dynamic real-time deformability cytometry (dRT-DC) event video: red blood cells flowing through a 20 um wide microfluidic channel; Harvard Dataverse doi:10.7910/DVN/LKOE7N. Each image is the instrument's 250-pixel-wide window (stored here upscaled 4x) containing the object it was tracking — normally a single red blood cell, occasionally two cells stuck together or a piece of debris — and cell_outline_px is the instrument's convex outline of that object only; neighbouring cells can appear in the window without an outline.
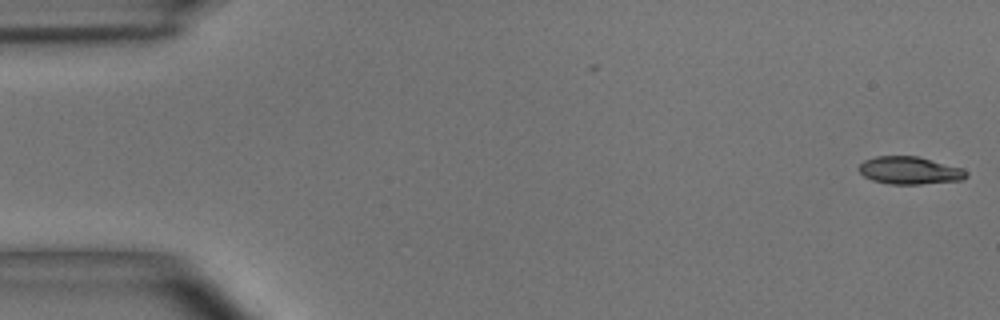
{"species": "common noctule bat (a hibernating species)", "species_latin": "Nyctalus noctula", "temperature_condition": "room temperature", "stored_images_in_passage": 2, "camera_frame_rate_fps": 3000, "um_per_image_px": 0.085, "animal": {"sex": "male", "body_mass_g": 15.6}, "frame": {"image": 1, "passage_image": 2, "time_ms": 0.333, "image_size_px": [1000, 320], "cell_outline_px": [[968, 176], [964, 180], [920, 184], [892, 184], [872, 180], [864, 176], [856, 168], [864, 160], [876, 156], [916, 156], [960, 168], [968, 172]], "centroid_in_image_um": [77.29, 14.49], "position_along_channel_um": 7.7, "area_um2": 17.17}}